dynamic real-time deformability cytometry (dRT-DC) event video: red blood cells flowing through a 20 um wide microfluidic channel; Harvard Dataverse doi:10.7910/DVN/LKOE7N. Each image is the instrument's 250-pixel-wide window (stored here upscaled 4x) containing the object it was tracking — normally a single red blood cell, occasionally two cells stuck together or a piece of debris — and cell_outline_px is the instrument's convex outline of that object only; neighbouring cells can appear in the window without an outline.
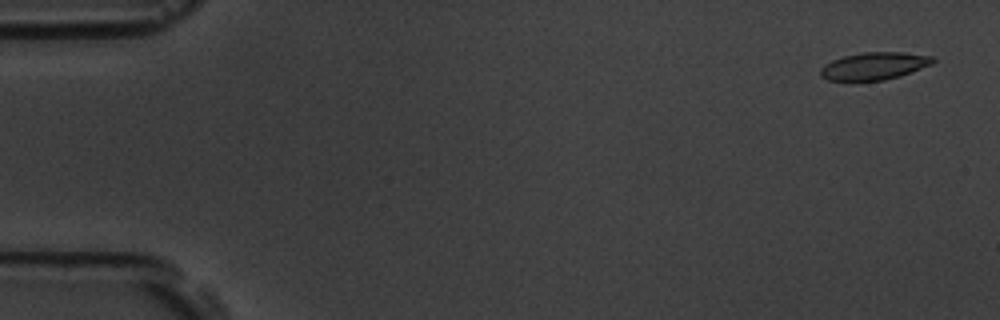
{"species": "common noctule bat (a hibernating species)", "species_latin": "Nyctalus noctula", "temperature_condition": "room temperature", "stored_images_in_passage": 10, "camera_frame_rate_fps": 3000, "um_per_image_px": 0.085, "animal": {"sex": "male", "body_mass_g": 19.5, "forearm_length_mm": 54.6}, "frame": {"image": 1, "passage_image": 1, "time_ms": 0.0, "image_size_px": [1000, 320], "cell_outline_px": [[936, 60], [932, 64], [900, 76], [884, 80], [856, 84], [828, 80], [820, 76], [820, 68], [824, 64], [832, 60], [844, 56], [864, 52], [900, 52], [932, 56]], "centroid_in_image_um": [74.23, 5.66], "position_along_channel_um": 10.8, "area_um2": 18.67}}